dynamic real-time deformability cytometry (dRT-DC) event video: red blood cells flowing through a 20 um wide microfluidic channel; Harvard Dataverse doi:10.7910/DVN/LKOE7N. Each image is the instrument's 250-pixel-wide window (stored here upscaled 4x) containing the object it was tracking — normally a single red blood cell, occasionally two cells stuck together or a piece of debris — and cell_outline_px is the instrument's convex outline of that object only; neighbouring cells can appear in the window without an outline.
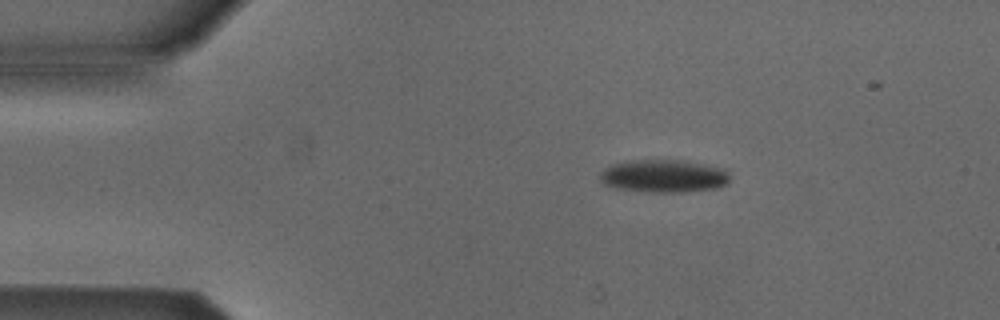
{"species": "Egyptian fruit bat (a non-hibernating species)", "species_latin": "Rousettus aegyptiacus", "temperature_condition": "cold", "stored_images_in_passage": 6, "camera_frame_rate_fps": 3000, "um_per_image_px": 0.085, "animal": {"sex": "male"}, "frame": {"image": 1, "passage_image": 2, "time_ms": 1.333, "image_size_px": [1000, 320], "cell_outline_px": [[728, 184], [716, 188], [684, 192], [648, 192], [616, 188], [604, 184], [600, 180], [600, 172], [608, 164], [632, 160], [684, 160], [724, 168], [728, 172]], "centroid_in_image_um": [56.4, 14.96], "position_along_channel_um": 28.6, "area_um2": 25.09}}
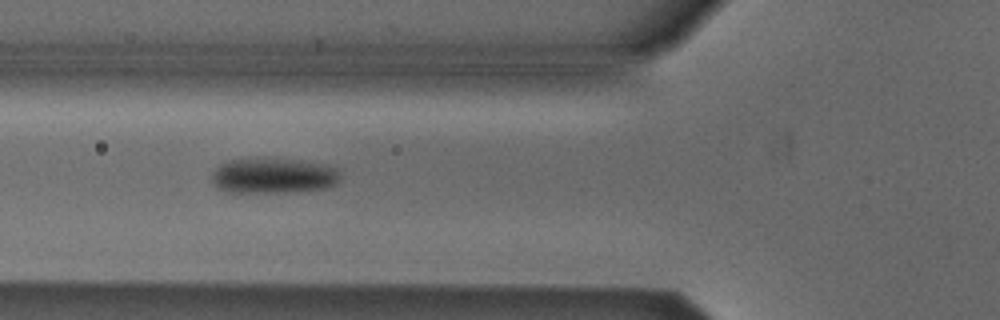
{"frame": {"image": 2, "passage_image": 5, "time_ms": 4.667, "image_size_px": [1000, 320], "cell_outline_px": [[340, 180], [336, 184], [328, 188], [280, 192], [228, 192], [220, 188], [212, 180], [212, 172], [220, 164], [228, 160], [260, 156], [300, 160], [324, 164], [336, 168], [340, 176]], "centroid_in_image_um": [23.23, 14.89], "position_along_channel_um": 102.6, "area_um2": 26.93}}
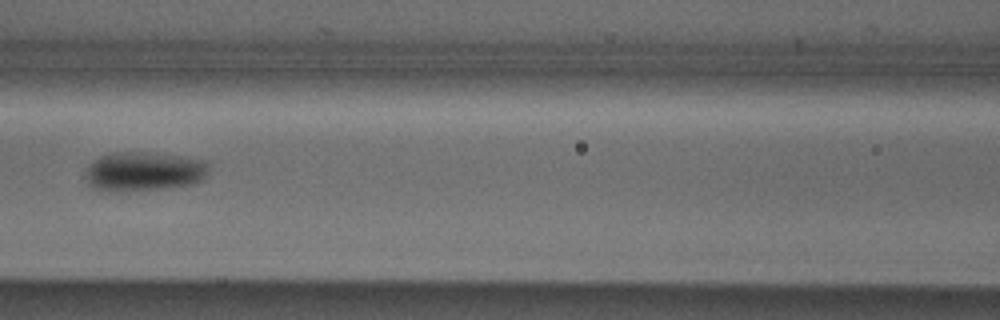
{"frame": {"image": 3, "passage_image": 6, "time_ms": 6.0, "image_size_px": [1000, 320], "cell_outline_px": [[208, 176], [192, 184], [164, 188], [116, 192], [108, 192], [92, 188], [88, 184], [84, 176], [88, 164], [100, 156], [112, 152], [144, 152], [176, 156], [204, 160], [208, 164]], "centroid_in_image_um": [12.16, 14.59], "position_along_channel_um": 154.4, "area_um2": 28.44}}